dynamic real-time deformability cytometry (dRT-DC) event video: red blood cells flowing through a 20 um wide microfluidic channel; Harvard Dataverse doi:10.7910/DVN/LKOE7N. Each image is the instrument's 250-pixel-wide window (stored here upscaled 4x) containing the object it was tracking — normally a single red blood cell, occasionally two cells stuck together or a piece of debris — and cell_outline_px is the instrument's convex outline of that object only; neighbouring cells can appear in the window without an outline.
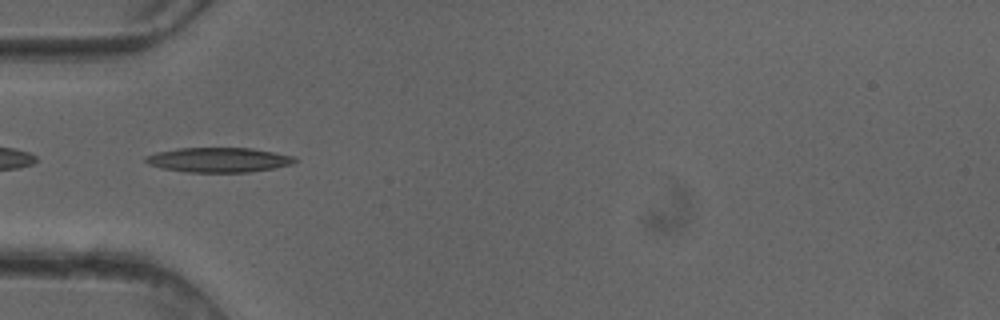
{"species": "common noctule bat (a hibernating species)", "species_latin": "Nyctalus noctula", "temperature_condition": "cold", "stored_images_in_passage": 39, "camera_frame_rate_fps": 3000, "um_per_image_px": 0.085, "animal": {"sex": "female"}, "frame": {"image": 1, "passage_image": 4, "time_ms": 1.0, "image_size_px": [1000, 320], "cell_outline_px": [[300, 160], [292, 164], [272, 168], [248, 172], [188, 172], [160, 168], [148, 164], [144, 160], [144, 156], [156, 152], [176, 148], [252, 148], [296, 156]], "centroid_in_image_um": [18.58, 13.58], "position_along_channel_um": 66.4, "area_um2": 21.68}}
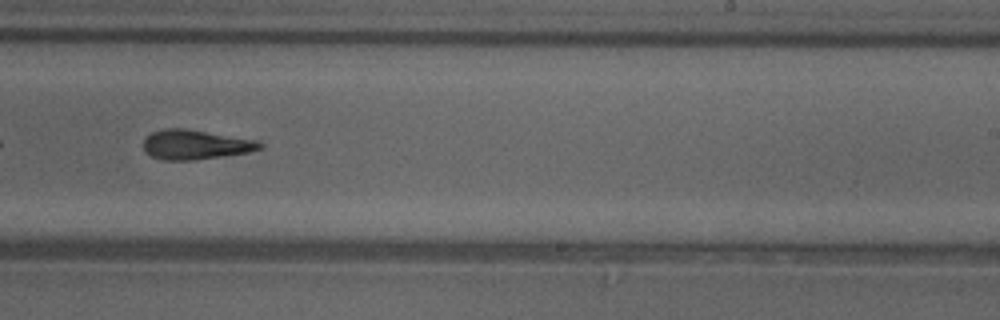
{"frame": {"image": 2, "passage_image": 19, "time_ms": 6.0, "image_size_px": [1000, 320], "cell_outline_px": [[264, 148], [248, 152], [192, 160], [164, 160], [152, 156], [144, 152], [144, 140], [152, 132], [164, 128], [184, 128], [256, 140], [264, 144]], "centroid_in_image_um": [16.6, 12.29], "position_along_channel_um": 272.4, "area_um2": 19.88}}
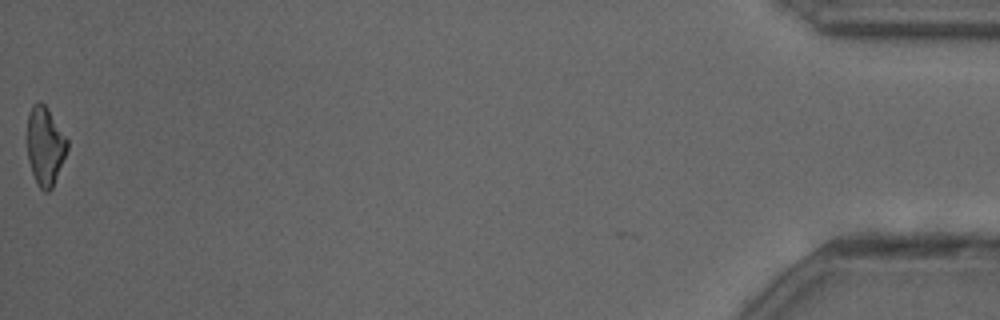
{"frame": {"image": 3, "passage_image": 38, "time_ms": 12.333, "image_size_px": [1000, 320], "cell_outline_px": [[68, 148], [52, 188], [48, 192], [44, 192], [40, 188], [32, 172], [28, 160], [28, 112], [32, 104], [40, 100], [48, 108], [68, 140]], "centroid_in_image_um": [3.83, 12.38], "position_along_channel_um": 431.4, "area_um2": 18.21}, "authors_computed_cell_mechanics": {"area_um2": 19.8254, "velocity_mm_per_s": 4.1252, "shape_relaxation_time_tau1_ms": 6.2787, "shape_relaxation_time_tau2_ms": 5.511, "deformation_change_tau1": 0.1872, "deformation_change_tau2": 0.1769}}